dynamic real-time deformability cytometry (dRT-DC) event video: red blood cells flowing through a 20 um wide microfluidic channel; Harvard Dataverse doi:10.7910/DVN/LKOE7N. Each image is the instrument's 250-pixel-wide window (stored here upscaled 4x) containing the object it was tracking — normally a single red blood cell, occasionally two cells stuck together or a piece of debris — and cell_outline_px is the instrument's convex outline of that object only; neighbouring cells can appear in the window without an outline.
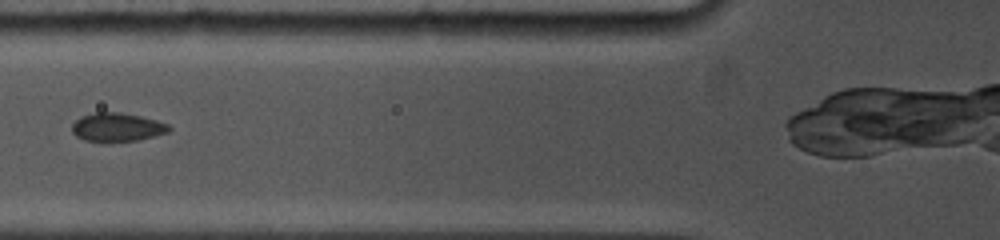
{"species": "common noctule bat (a hibernating species)", "species_latin": "Nyctalus noctula", "temperature_condition": "cold", "stored_images_in_passage": 4, "camera_frame_rate_fps": 5000, "um_per_image_px": 0.085, "animal": {"sex": "female", "body_mass_g": 19.0, "forearm_length_mm": 53.3}, "frame": {"image": 1, "passage_image": 4, "time_ms": 3.4, "image_size_px": [1000, 240], "cell_outline_px": [[172, 128], [168, 132], [136, 140], [104, 144], [84, 140], [76, 136], [72, 132], [72, 124], [80, 116], [96, 112], [120, 112], [140, 116], [156, 120], [168, 124]], "centroid_in_image_um": [9.91, 10.83], "position_along_channel_um": 115.9, "area_um2": 16.53}}